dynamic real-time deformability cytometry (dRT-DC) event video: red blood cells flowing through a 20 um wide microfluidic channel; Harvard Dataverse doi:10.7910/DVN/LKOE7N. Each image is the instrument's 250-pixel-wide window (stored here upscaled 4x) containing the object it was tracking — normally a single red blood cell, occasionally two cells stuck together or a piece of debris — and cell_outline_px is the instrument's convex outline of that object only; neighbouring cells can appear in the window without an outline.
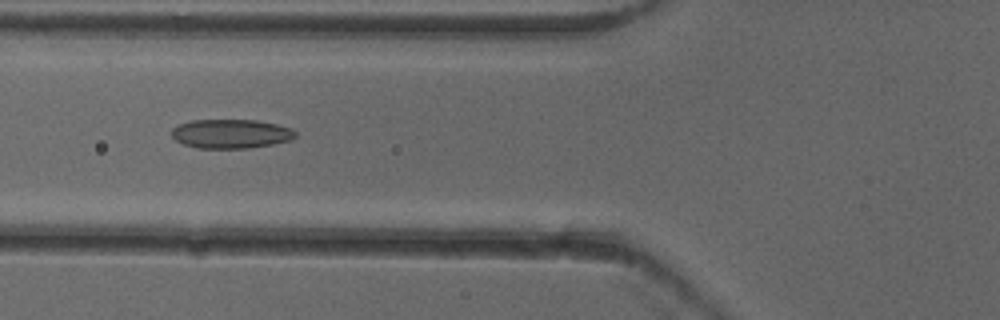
{"species": "common noctule bat (a hibernating species)", "species_latin": "Nyctalus noctula", "temperature_condition": "cold", "stored_images_in_passage": 38, "camera_frame_rate_fps": 3000, "um_per_image_px": 0.085, "animal": {"sex": "female"}, "frame": {"image": 1, "passage_image": 6, "time_ms": 1.667, "image_size_px": [1000, 320], "cell_outline_px": [[296, 136], [292, 140], [272, 144], [248, 148], [196, 148], [184, 144], [176, 140], [172, 136], [172, 128], [176, 124], [192, 120], [256, 120], [276, 124], [292, 128], [296, 132]], "centroid_in_image_um": [19.62, 11.36], "position_along_channel_um": 106.2, "area_um2": 21.1}}
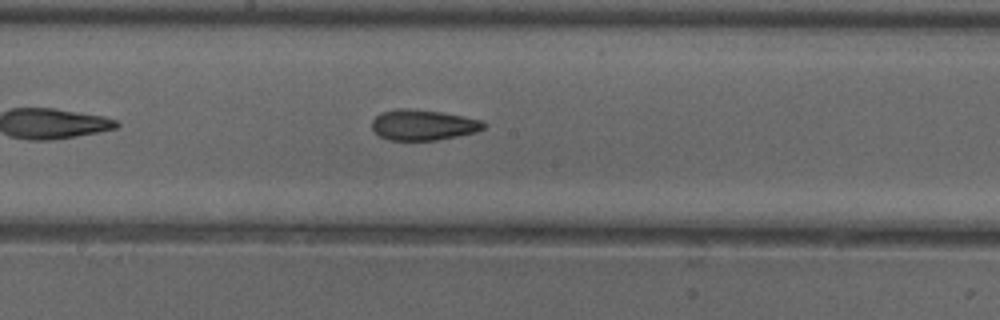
{"frame": {"image": 2, "passage_image": 14, "time_ms": 4.333, "image_size_px": [1000, 320], "cell_outline_px": [[484, 128], [476, 132], [436, 140], [388, 140], [380, 136], [372, 128], [372, 120], [380, 112], [396, 108], [412, 108], [440, 112], [464, 116], [484, 120]], "centroid_in_image_um": [35.95, 10.6], "position_along_channel_um": 212.3, "area_um2": 20.0}}
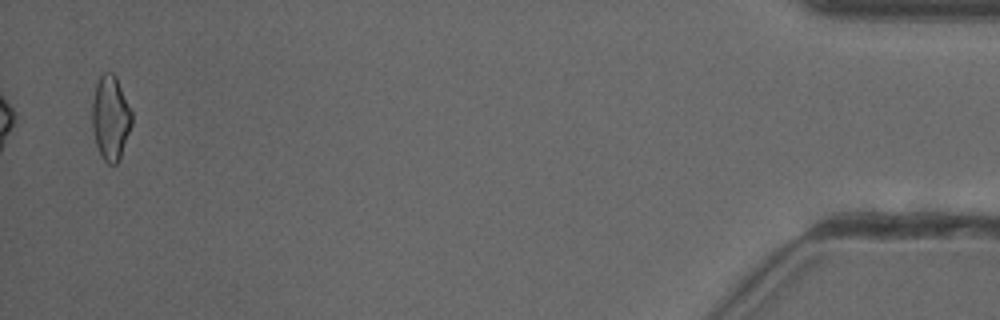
{"frame": {"image": 3, "passage_image": 37, "time_ms": 12.0, "image_size_px": [1000, 320], "cell_outline_px": [[132, 124], [120, 156], [116, 164], [108, 164], [100, 156], [96, 144], [92, 128], [92, 100], [96, 84], [100, 76], [104, 72], [112, 72], [116, 76], [132, 112]], "centroid_in_image_um": [9.38, 10.01], "position_along_channel_um": 425.8, "area_um2": 19.48}, "authors_computed_cell_mechanics": {"area_um2": 19.9988, "velocity_mm_per_s": 3.953, "shape_relaxation_time_tau1_ms": null, "shape_relaxation_time_tau2_ms": 2.4734, "deformation_change_tau1": null, "deformation_change_tau2": 0.094}}